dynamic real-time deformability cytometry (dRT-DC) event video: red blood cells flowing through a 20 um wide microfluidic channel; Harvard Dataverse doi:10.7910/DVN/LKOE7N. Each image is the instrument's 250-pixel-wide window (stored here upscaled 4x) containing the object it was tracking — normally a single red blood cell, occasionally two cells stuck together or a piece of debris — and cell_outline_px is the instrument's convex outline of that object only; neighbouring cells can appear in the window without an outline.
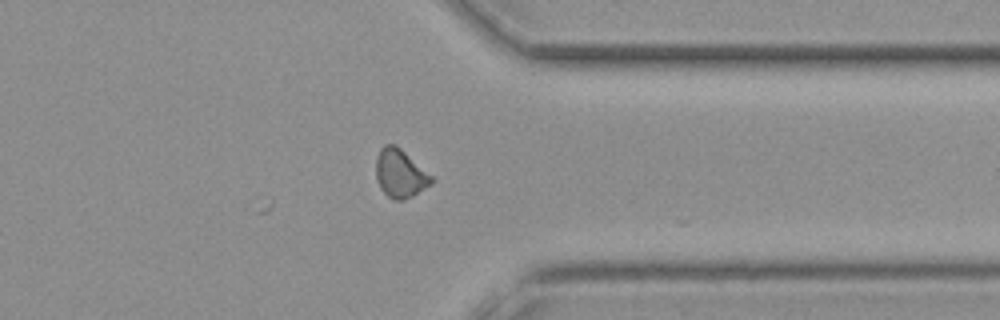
{"species": "common noctule bat (a hibernating species)", "species_latin": "Nyctalus noctula", "temperature_condition": "cold", "stored_images_in_passage": 26, "camera_frame_rate_fps": 3000, "um_per_image_px": 0.085, "animal": {"sex": "female", "body_mass_g": 19.3, "forearm_length_mm": 54.1}, "frame": {"image": 1, "passage_image": 26, "time_ms": 8.333, "image_size_px": [1000, 320], "cell_outline_px": [[436, 180], [432, 184], [412, 196], [404, 200], [396, 200], [388, 196], [380, 188], [376, 180], [376, 156], [380, 148], [384, 144], [396, 144], [432, 176]], "centroid_in_image_um": [34.0, 14.74], "position_along_channel_um": 377.4, "area_um2": 15.72}}